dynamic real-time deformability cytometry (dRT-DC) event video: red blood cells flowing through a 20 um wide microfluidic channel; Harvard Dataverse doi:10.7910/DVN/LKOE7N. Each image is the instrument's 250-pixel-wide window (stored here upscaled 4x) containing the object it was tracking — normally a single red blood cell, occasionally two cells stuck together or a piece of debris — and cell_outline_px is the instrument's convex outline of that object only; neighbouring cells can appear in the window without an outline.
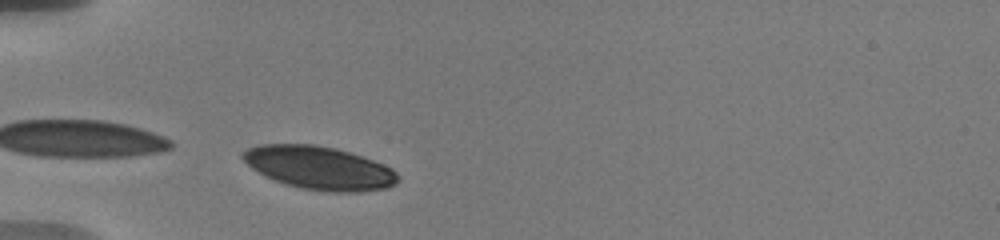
{"species": "human", "species_latin": "Homo sapiens", "temperature_condition": "warm", "stored_images_in_passage": 31, "camera_frame_rate_fps": 3000, "um_per_image_px": 0.085, "donor": {"sex": "male"}, "frame": {"image": 1, "passage_image": 4, "time_ms": 1.333, "image_size_px": [1000, 240], "cell_outline_px": [[400, 180], [396, 184], [388, 188], [360, 192], [328, 192], [300, 188], [276, 180], [252, 168], [240, 156], [240, 152], [248, 148], [260, 144], [312, 144], [336, 148], [372, 160], [392, 168], [400, 176]], "centroid_in_image_um": [27.17, 14.27], "position_along_channel_um": 57.8, "area_um2": 38.96}}
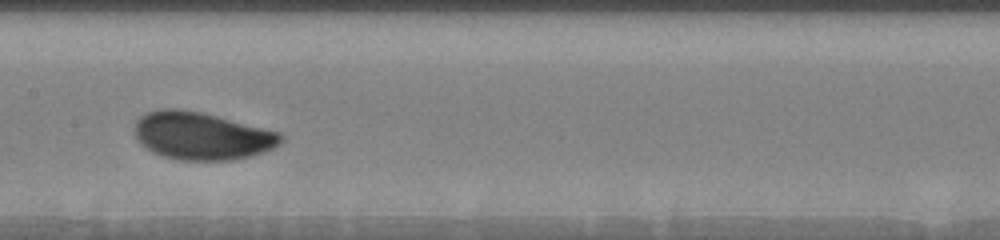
{"frame": {"image": 2, "passage_image": 14, "time_ms": 5.333, "image_size_px": [1000, 240], "cell_outline_px": [[284, 140], [280, 144], [264, 152], [252, 156], [232, 160], [180, 160], [164, 156], [152, 152], [140, 144], [136, 140], [136, 120], [144, 112], [160, 108], [180, 108], [200, 112], [280, 132], [284, 136]], "centroid_in_image_um": [17.14, 11.55], "position_along_channel_um": 190.3, "area_um2": 40.75}}
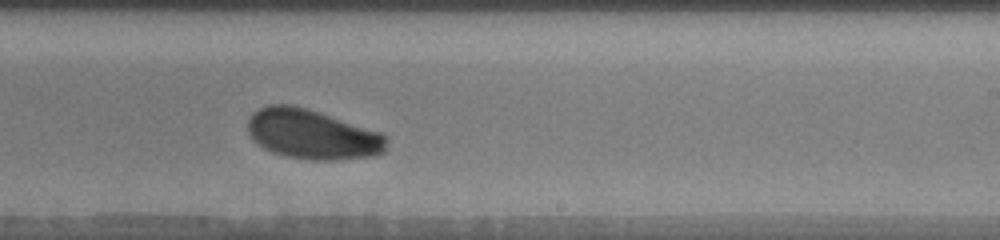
{"frame": {"image": 3, "passage_image": 18, "time_ms": 7.333, "image_size_px": [1000, 240], "cell_outline_px": [[388, 140], [384, 152], [376, 156], [340, 160], [316, 160], [284, 156], [272, 152], [264, 148], [252, 140], [248, 132], [248, 116], [252, 112], [268, 104], [288, 104], [304, 108], [380, 132]], "centroid_in_image_um": [26.51, 11.43], "position_along_channel_um": 262.5, "area_um2": 40.11}, "authors_computed_cell_mechanics": {"area_um2": 40.171, "velocity_mm_per_s": 3.6196, "shape_relaxation_time_tau1_ms": 1.9727, "shape_relaxation_time_tau2_ms": null, "deformation_change_tau1": 0.1115, "deformation_change_tau2": null}}